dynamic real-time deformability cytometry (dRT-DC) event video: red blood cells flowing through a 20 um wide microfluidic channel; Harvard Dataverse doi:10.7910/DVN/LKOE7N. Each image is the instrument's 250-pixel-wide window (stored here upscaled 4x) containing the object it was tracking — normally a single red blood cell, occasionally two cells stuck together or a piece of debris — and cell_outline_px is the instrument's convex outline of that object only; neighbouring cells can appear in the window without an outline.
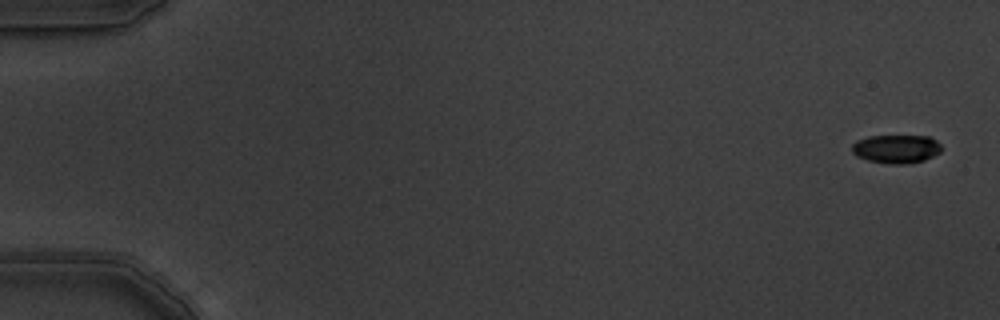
{"species": "common noctule bat (a hibernating species)", "species_latin": "Nyctalus noctula", "temperature_condition": "warm", "stored_images_in_passage": 11, "camera_frame_rate_fps": 3000, "um_per_image_px": 0.085, "animal": {"sex": "male", "body_mass_g": 19.5, "forearm_length_mm": 54.6}, "frame": {"image": 1, "passage_image": 1, "time_ms": 0.0, "image_size_px": [1000, 320], "cell_outline_px": [[940, 152], [924, 160], [904, 164], [888, 164], [868, 160], [856, 156], [852, 152], [852, 144], [856, 140], [868, 136], [928, 136], [936, 140], [940, 144]], "centroid_in_image_um": [76.15, 12.65], "position_along_channel_um": 8.9, "area_um2": 14.85}}
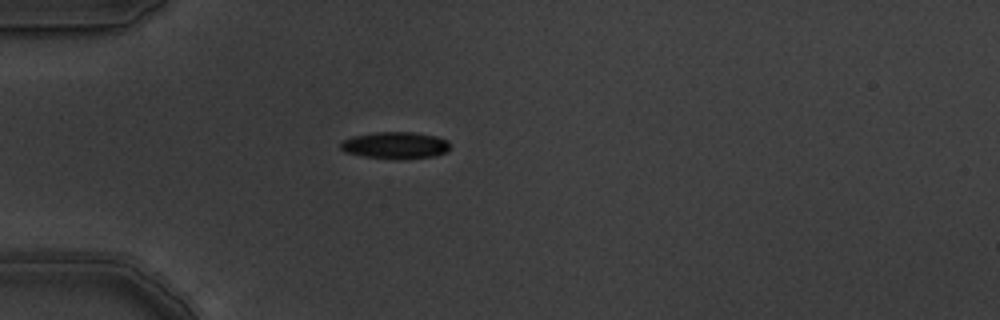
{"frame": {"image": 2, "passage_image": 4, "time_ms": 1.0, "image_size_px": [1000, 320], "cell_outline_px": [[448, 152], [436, 156], [396, 160], [364, 156], [344, 152], [340, 148], [340, 144], [344, 140], [352, 136], [376, 132], [416, 132], [436, 136], [448, 140]], "centroid_in_image_um": [33.61, 12.36], "position_along_channel_um": 51.4, "area_um2": 17.34}}